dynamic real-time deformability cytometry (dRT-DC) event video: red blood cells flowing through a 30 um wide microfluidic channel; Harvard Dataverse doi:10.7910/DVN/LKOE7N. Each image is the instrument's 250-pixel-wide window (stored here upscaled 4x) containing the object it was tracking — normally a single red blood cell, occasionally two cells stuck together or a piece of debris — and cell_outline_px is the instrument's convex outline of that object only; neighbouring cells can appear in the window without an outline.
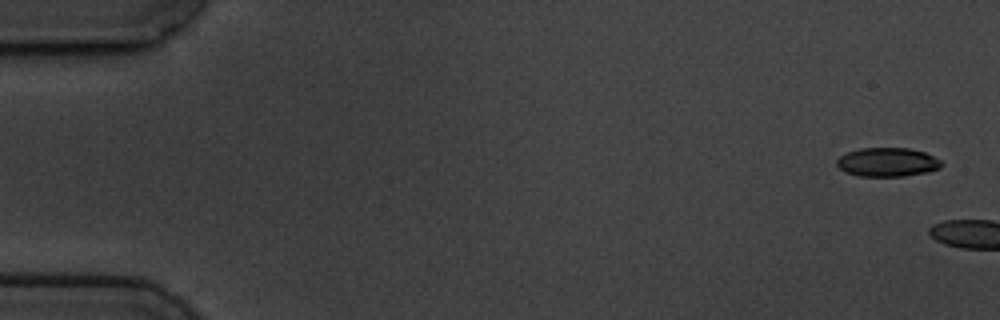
{"species": "common noctule bat (a hibernating species)", "species_latin": "Nyctalus noctula", "temperature_condition": "cold", "stored_images_in_passage": 2, "camera_frame_rate_fps": 3000, "um_per_image_px": 0.085, "animal": {"sex": "male", "body_mass_g": 19.5, "forearm_length_mm": 54.6}, "frame": {"image": 1, "passage_image": 1, "time_ms": 0.0, "image_size_px": [1000, 320], "cell_outline_px": [[944, 164], [940, 168], [928, 172], [904, 176], [860, 176], [844, 172], [836, 164], [836, 160], [840, 156], [848, 152], [860, 148], [908, 148], [924, 152], [940, 160]], "centroid_in_image_um": [75.43, 13.79], "position_along_channel_um": 9.6, "area_um2": 17.63}}